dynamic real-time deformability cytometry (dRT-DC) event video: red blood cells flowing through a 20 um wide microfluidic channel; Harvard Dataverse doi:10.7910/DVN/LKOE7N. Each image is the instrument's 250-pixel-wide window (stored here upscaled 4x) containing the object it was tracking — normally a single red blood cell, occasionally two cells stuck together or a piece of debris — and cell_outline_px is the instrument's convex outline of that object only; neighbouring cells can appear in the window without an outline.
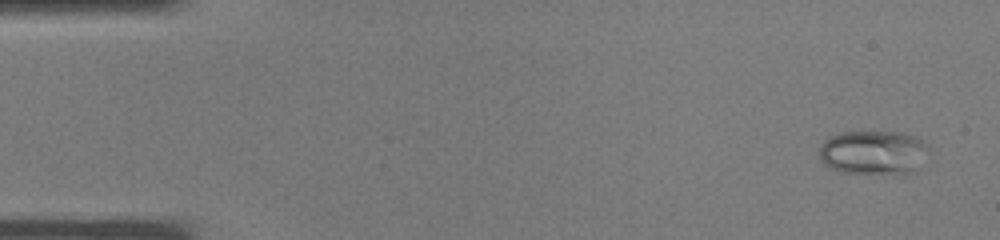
{"species": "common noctule bat (a hibernating species)", "species_latin": "Nyctalus noctula", "temperature_condition": "warm", "stored_images_in_passage": 37, "camera_frame_rate_fps": 3000, "um_per_image_px": 0.085, "animal": {"sex": "male", "body_mass_g": 19.0, "forearm_length_mm": 50.8}, "frame": {"image": 1, "passage_image": 2, "time_ms": 0.333, "image_size_px": [1000, 240], "cell_outline_px": [[928, 148], [912, 172], [844, 172], [828, 168], [820, 160], [820, 148], [824, 140], [840, 132], [900, 132], [916, 136], [924, 140], [928, 144]], "centroid_in_image_um": [74.18, 12.92], "position_along_channel_um": 10.8, "area_um2": 27.46}}
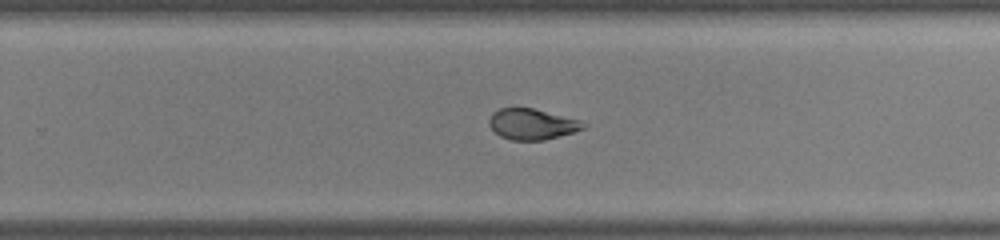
{"frame": {"image": 2, "passage_image": 24, "time_ms": 7.667, "image_size_px": [1000, 240], "cell_outline_px": [[588, 124], [584, 128], [572, 132], [544, 140], [512, 140], [500, 136], [488, 124], [488, 120], [492, 112], [500, 108], [532, 108], [580, 120]], "centroid_in_image_um": [45.2, 10.55], "position_along_channel_um": 284.6, "area_um2": 16.76}}
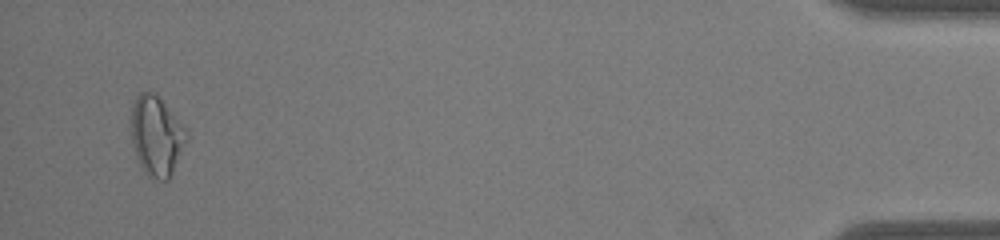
{"frame": {"image": 3, "passage_image": 36, "time_ms": 11.667, "image_size_px": [1000, 240], "cell_outline_px": [[188, 136], [172, 172], [168, 180], [156, 180], [148, 176], [140, 164], [136, 156], [132, 144], [132, 100], [140, 92], [156, 92], [160, 96], [188, 132]], "centroid_in_image_um": [13.29, 11.51], "position_along_channel_um": 421.9, "area_um2": 25.61}}